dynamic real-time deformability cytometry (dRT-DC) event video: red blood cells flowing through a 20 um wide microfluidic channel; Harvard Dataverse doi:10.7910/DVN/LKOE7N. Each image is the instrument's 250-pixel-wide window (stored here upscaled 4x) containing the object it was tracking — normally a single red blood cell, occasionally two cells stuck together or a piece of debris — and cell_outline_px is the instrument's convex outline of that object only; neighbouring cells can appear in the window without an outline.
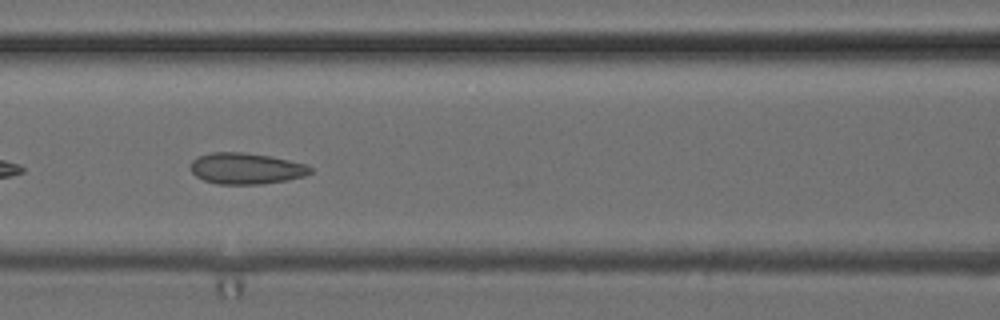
{"species": "common noctule bat (a hibernating species)", "species_latin": "Nyctalus noctula", "temperature_condition": "cold", "stored_images_in_passage": 44, "camera_frame_rate_fps": 3000, "um_per_image_px": 0.085, "animal": {"sex": "female", "body_mass_g": 24.6, "forearm_length_mm": 56.2}, "frame": {"image": 1, "passage_image": 22, "time_ms": 7.0, "image_size_px": [1000, 320], "cell_outline_px": [[312, 172], [304, 176], [288, 180], [264, 184], [216, 184], [204, 180], [196, 176], [192, 172], [192, 160], [196, 156], [212, 152], [244, 152], [268, 156], [288, 160], [304, 164], [312, 168]], "centroid_in_image_um": [20.9, 14.32], "position_along_channel_um": 145.7, "area_um2": 21.73}}
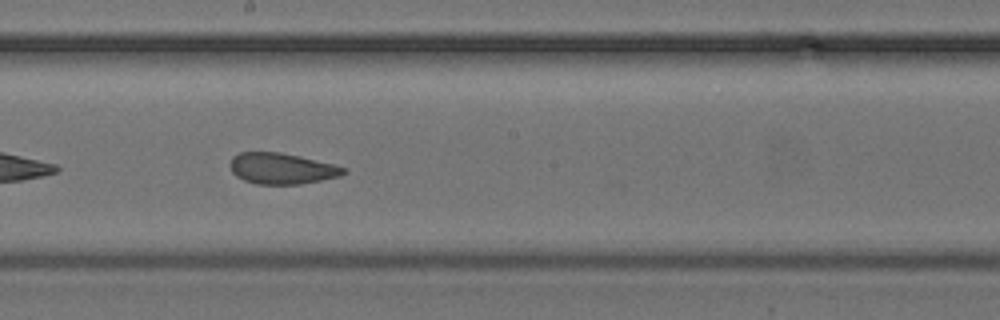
{"frame": {"image": 2, "passage_image": 28, "time_ms": 9.0, "image_size_px": [1000, 320], "cell_outline_px": [[348, 172], [340, 176], [300, 184], [256, 184], [244, 180], [236, 176], [232, 172], [232, 156], [240, 152], [280, 152], [300, 156], [348, 168]], "centroid_in_image_um": [23.98, 14.32], "position_along_channel_um": 224.2, "area_um2": 20.4}}
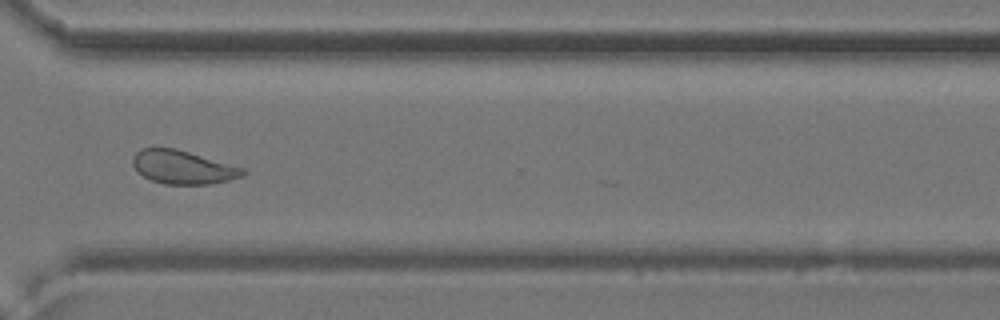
{"frame": {"image": 3, "passage_image": 38, "time_ms": 12.333, "image_size_px": [1000, 320], "cell_outline_px": [[248, 172], [244, 176], [228, 180], [208, 184], [164, 184], [152, 180], [136, 172], [132, 164], [132, 160], [136, 152], [140, 148], [176, 148], [244, 168]], "centroid_in_image_um": [15.53, 14.21], "position_along_channel_um": 355.1, "area_um2": 21.5}, "authors_computed_cell_mechanics": {"area_um2": 22.5131, "velocity_mm_per_s": 3.9316, "shape_relaxation_time_tau1_ms": null, "shape_relaxation_time_tau2_ms": 1.279, "deformation_change_tau1": null, "deformation_change_tau2": 0.0741}}